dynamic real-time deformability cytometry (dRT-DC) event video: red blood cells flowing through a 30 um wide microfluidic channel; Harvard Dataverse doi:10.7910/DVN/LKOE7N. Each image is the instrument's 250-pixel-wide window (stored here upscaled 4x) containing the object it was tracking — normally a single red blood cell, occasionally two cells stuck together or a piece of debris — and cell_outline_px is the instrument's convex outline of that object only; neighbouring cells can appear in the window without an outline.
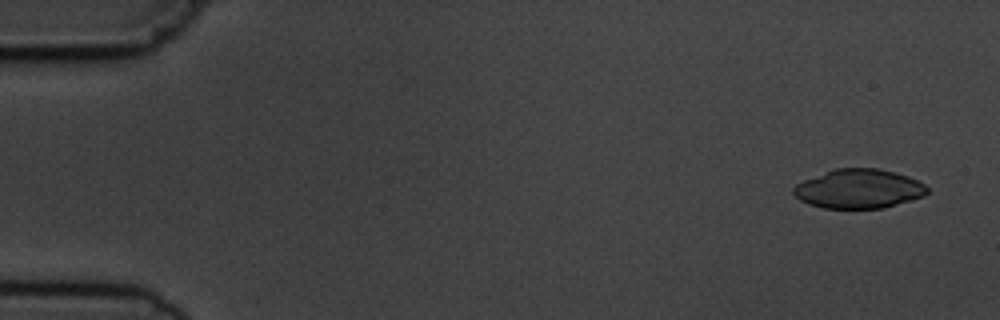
{"species": "common noctule bat (a hibernating species)", "species_latin": "Nyctalus noctula", "temperature_condition": "cold", "stored_images_in_passage": 6, "camera_frame_rate_fps": 3000, "um_per_image_px": 0.085, "animal": {"sex": "male", "body_mass_g": 19.5, "forearm_length_mm": 54.6}, "frame": {"image": 1, "passage_image": 1, "time_ms": 0.0, "image_size_px": [1000, 320], "cell_outline_px": [[928, 192], [924, 196], [884, 208], [824, 208], [808, 204], [800, 200], [792, 192], [792, 188], [796, 184], [804, 180], [836, 168], [880, 168], [896, 172], [908, 176], [924, 184], [928, 188]], "centroid_in_image_um": [73.0, 16.05], "position_along_channel_um": 12.0, "area_um2": 30.52}}